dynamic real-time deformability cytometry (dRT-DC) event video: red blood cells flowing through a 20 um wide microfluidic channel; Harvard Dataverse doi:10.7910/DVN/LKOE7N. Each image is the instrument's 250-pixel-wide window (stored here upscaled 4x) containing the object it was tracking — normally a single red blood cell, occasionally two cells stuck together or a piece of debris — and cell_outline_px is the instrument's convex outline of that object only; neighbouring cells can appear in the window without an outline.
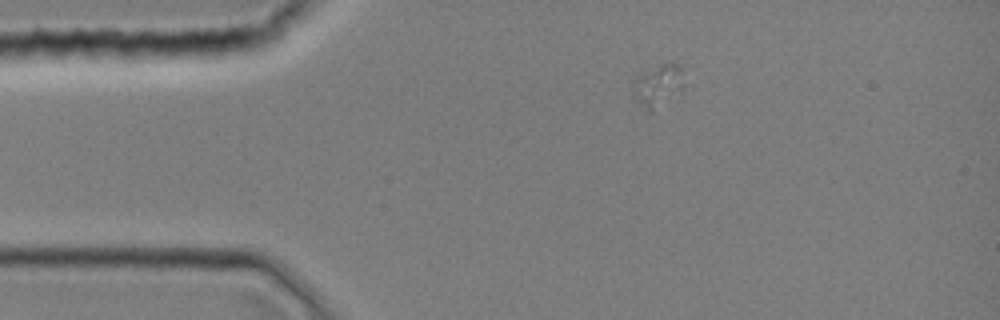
{"species": "common noctule bat (a hibernating species)", "species_latin": "Nyctalus noctula", "temperature_condition": "room temperature", "stored_images_in_passage": 1, "camera_frame_rate_fps": 3000, "um_per_image_px": 0.085, "animal": {"sex": "female", "body_mass_g": 19.0, "forearm_length_mm": 51.5}, "frame": {"image": 1, "passage_image": 1, "time_ms": 0.0, "image_size_px": [1000, 320], "cell_outline_px": [[684, 84], [680, 92], [652, 112], [648, 112], [644, 108], [640, 100], [636, 80], [640, 72], [668, 60], [676, 64], [680, 68]], "centroid_in_image_um": [56.03, 7.21], "position_along_channel_um": 29.0, "area_um2": 11.96}}